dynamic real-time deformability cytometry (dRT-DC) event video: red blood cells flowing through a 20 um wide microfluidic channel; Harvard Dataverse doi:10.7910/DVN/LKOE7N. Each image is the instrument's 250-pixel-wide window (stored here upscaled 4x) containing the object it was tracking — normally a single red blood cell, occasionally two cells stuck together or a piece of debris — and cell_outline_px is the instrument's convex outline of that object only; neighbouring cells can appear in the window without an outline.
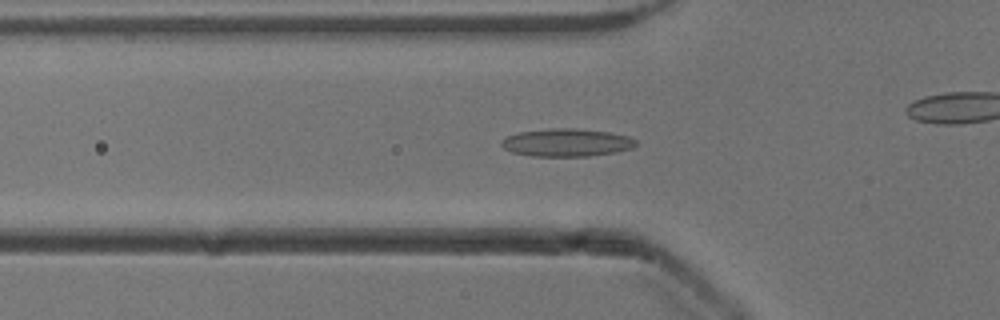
{"species": "common noctule bat (a hibernating species)", "species_latin": "Nyctalus noctula", "temperature_condition": "cold", "stored_images_in_passage": 41, "camera_frame_rate_fps": 3000, "um_per_image_px": 0.085, "animal": {"sex": "male", "body_mass_g": 13.3}, "frame": {"image": 1, "passage_image": 5, "time_ms": 1.333, "image_size_px": [1000, 320], "cell_outline_px": [[636, 144], [632, 148], [616, 152], [588, 156], [532, 156], [512, 152], [504, 148], [500, 144], [500, 140], [508, 136], [520, 132], [552, 128], [576, 128], [608, 132], [628, 136], [636, 140]], "centroid_in_image_um": [48.15, 12.12], "position_along_channel_um": 77.6, "area_um2": 21.73}}
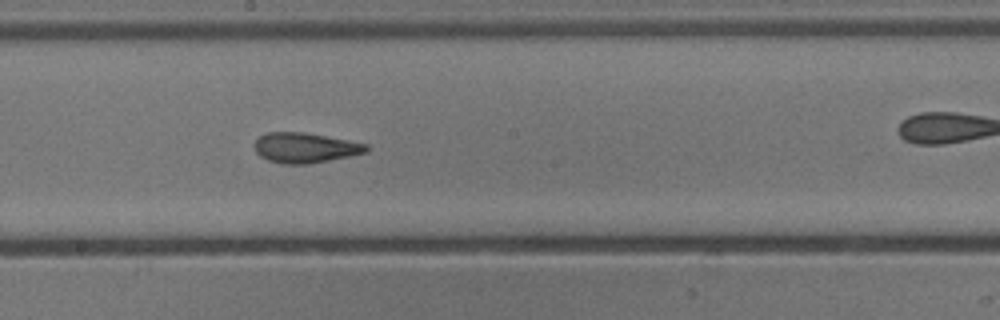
{"frame": {"image": 2, "passage_image": 16, "time_ms": 5.0, "image_size_px": [1000, 320], "cell_outline_px": [[368, 152], [308, 164], [284, 164], [268, 160], [260, 156], [256, 152], [256, 140], [260, 136], [268, 132], [304, 132], [348, 140], [368, 144]], "centroid_in_image_um": [25.94, 12.56], "position_along_channel_um": 222.3, "area_um2": 19.42}}
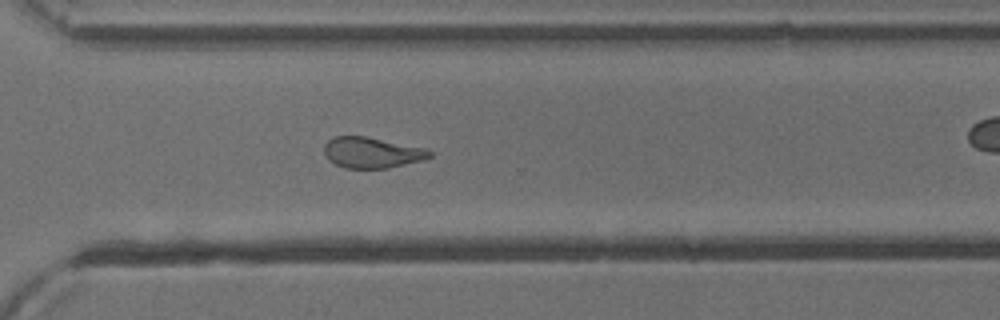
{"frame": {"image": 3, "passage_image": 25, "time_ms": 8.0, "image_size_px": [1000, 320], "cell_outline_px": [[432, 156], [424, 160], [388, 168], [344, 168], [328, 160], [324, 152], [324, 144], [332, 136], [364, 136], [424, 148], [432, 152]], "centroid_in_image_um": [31.58, 12.97], "position_along_channel_um": 339.0, "area_um2": 18.9}, "authors_computed_cell_mechanics": {"area_um2": 19.4786, "velocity_mm_per_s": 3.9086, "shape_relaxation_time_tau1_ms": 9.6429, "shape_relaxation_time_tau2_ms": 2.5456, "deformation_change_tau1": 0.2533, "deformation_change_tau2": 0.1133}}